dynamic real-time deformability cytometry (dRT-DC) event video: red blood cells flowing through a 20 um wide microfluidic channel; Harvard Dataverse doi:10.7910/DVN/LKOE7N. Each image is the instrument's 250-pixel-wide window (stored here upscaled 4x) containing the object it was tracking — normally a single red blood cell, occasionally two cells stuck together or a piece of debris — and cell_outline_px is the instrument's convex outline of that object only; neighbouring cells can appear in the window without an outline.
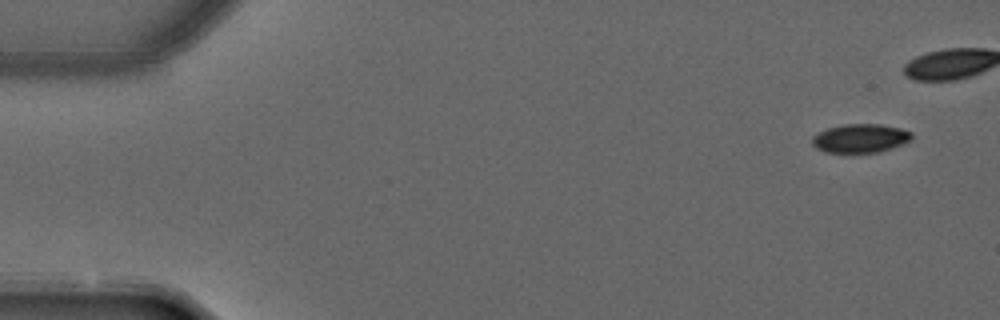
{"species": "common noctule bat (a hibernating species)", "species_latin": "Nyctalus noctula", "temperature_condition": "warm", "stored_images_in_passage": 3, "camera_frame_rate_fps": 3000, "um_per_image_px": 0.085, "animal": {"sex": "male", "forearm_length_mm": 52.5}, "frame": {"image": 1, "passage_image": 1, "time_ms": 0.0, "image_size_px": [1000, 320], "cell_outline_px": [[912, 136], [908, 140], [900, 144], [880, 152], [824, 152], [816, 148], [812, 144], [812, 136], [828, 128], [844, 124], [880, 124], [900, 128], [912, 132]], "centroid_in_image_um": [73.09, 11.75], "position_along_channel_um": 11.9, "area_um2": 16.42}}